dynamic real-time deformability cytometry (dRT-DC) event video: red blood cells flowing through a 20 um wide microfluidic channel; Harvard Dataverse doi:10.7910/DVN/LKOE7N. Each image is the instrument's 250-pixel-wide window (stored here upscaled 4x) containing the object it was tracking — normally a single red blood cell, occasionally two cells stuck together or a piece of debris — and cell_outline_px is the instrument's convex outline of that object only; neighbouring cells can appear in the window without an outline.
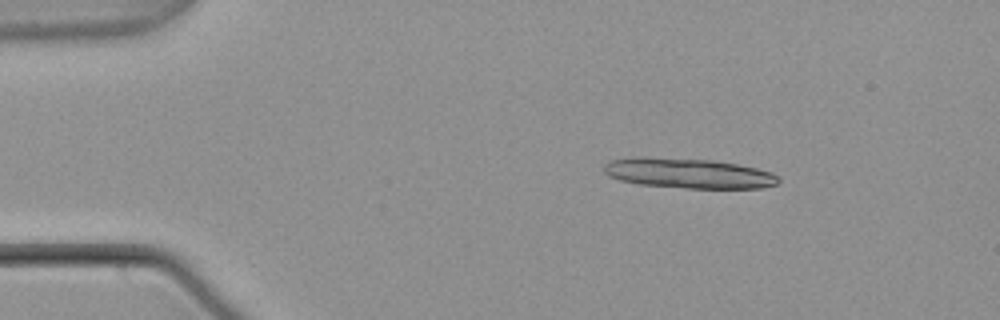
{"species": "common noctule bat (a hibernating species)", "species_latin": "Nyctalus noctula", "temperature_condition": "warm", "stored_images_in_passage": 33, "segment_of_instrument_passage": [1, 2], "camera_frame_rate_fps": 3000, "um_per_image_px": 0.085, "animal": {"sex": "male", "body_mass_g": 21.5, "forearm_length_mm": 52.0}, "frame": {"image": 1, "passage_image": 1, "time_ms": 0.0, "image_size_px": [1000, 320], "cell_outline_px": [[780, 180], [776, 184], [764, 188], [684, 188], [640, 184], [620, 180], [608, 176], [604, 172], [604, 164], [612, 160], [636, 156], [644, 156], [712, 160], [736, 164], [756, 168], [772, 172], [780, 176]], "centroid_in_image_um": [58.52, 14.72], "position_along_channel_um": 26.5, "area_um2": 30.75}}